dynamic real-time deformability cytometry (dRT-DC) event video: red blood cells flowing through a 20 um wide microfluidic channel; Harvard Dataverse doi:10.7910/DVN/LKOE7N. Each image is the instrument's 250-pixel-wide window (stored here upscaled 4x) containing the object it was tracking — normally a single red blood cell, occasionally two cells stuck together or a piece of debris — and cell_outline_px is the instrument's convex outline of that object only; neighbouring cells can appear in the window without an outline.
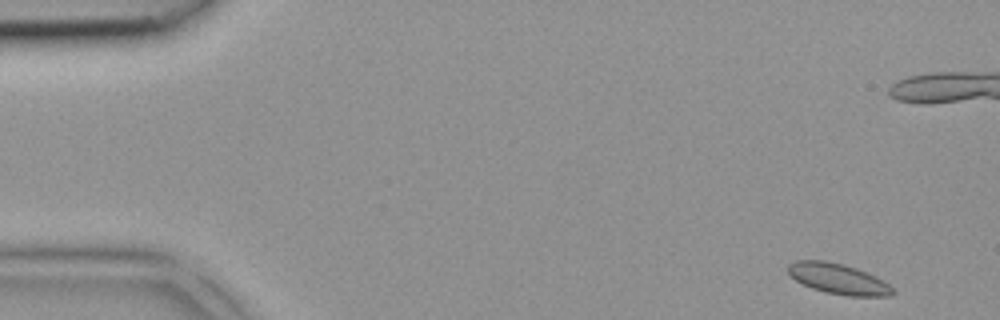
{"species": "common noctule bat (a hibernating species)", "species_latin": "Nyctalus noctula", "temperature_condition": "room temperature", "stored_images_in_passage": 4, "camera_frame_rate_fps": 3000, "um_per_image_px": 0.085, "animal": {"sex": "female", "body_mass_g": 18.4}, "frame": {"image": 1, "passage_image": 1, "time_ms": 0.0, "image_size_px": [1000, 320], "cell_outline_px": [[896, 292], [892, 296], [848, 296], [824, 292], [812, 288], [796, 280], [788, 272], [788, 264], [796, 260], [824, 260], [844, 264], [856, 268], [876, 276], [888, 284]], "centroid_in_image_um": [71.27, 23.7], "position_along_channel_um": 13.7, "area_um2": 18.61}}